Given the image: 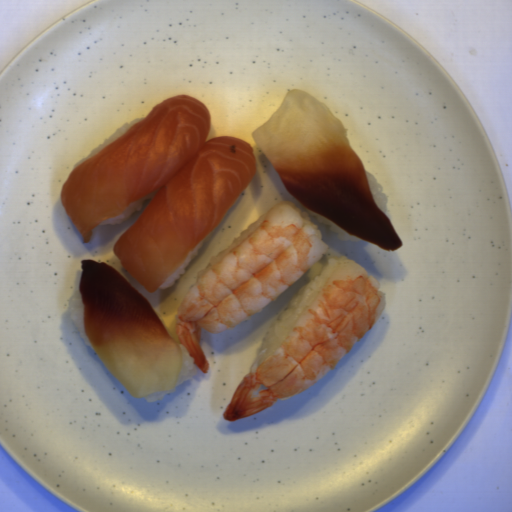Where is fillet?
<instances>
[{
  "mask_svg": "<svg viewBox=\"0 0 512 512\" xmlns=\"http://www.w3.org/2000/svg\"><path fill=\"white\" fill-rule=\"evenodd\" d=\"M211 123L197 98H167L75 167L61 187L83 244L101 222L159 189L113 249L150 294L215 230L256 174L251 144L226 135L207 140Z\"/></svg>",
  "mask_w": 512,
  "mask_h": 512,
  "instance_id": "1",
  "label": "fillet"
},
{
  "mask_svg": "<svg viewBox=\"0 0 512 512\" xmlns=\"http://www.w3.org/2000/svg\"><path fill=\"white\" fill-rule=\"evenodd\" d=\"M251 135L300 205L385 251L403 246L373 198L343 122L309 92L289 90Z\"/></svg>",
  "mask_w": 512,
  "mask_h": 512,
  "instance_id": "2",
  "label": "fillet"
},
{
  "mask_svg": "<svg viewBox=\"0 0 512 512\" xmlns=\"http://www.w3.org/2000/svg\"><path fill=\"white\" fill-rule=\"evenodd\" d=\"M86 337L106 369L133 398L174 391L183 359L151 302L111 266L81 261Z\"/></svg>",
  "mask_w": 512,
  "mask_h": 512,
  "instance_id": "3",
  "label": "fillet"
}]
</instances>
